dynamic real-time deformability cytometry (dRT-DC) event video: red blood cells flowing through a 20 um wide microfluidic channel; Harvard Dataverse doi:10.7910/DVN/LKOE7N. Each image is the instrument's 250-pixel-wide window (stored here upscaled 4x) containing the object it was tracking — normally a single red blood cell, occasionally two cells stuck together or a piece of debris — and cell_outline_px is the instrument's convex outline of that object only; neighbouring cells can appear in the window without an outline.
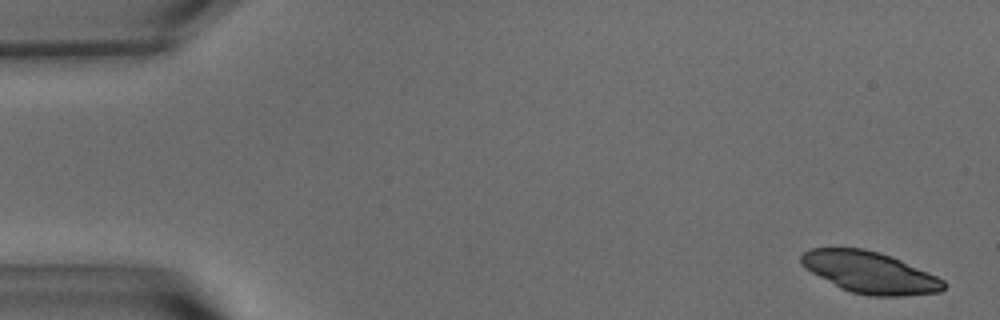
{"species": "common noctule bat (a hibernating species)", "species_latin": "Nyctalus noctula", "temperature_condition": "warm", "stored_images_in_passage": 41, "camera_frame_rate_fps": 3000, "um_per_image_px": 0.085, "animal": {"sex": "male", "body_mass_g": 15.6}, "frame": {"image": 1, "passage_image": 2, "time_ms": 0.333, "image_size_px": [1000, 320], "cell_outline_px": [[944, 288], [940, 292], [904, 296], [868, 296], [852, 292], [840, 288], [804, 268], [800, 264], [800, 256], [808, 248], [864, 248], [880, 252], [900, 260], [936, 276], [944, 280]], "centroid_in_image_um": [73.9, 23.15], "position_along_channel_um": 11.1, "area_um2": 34.39}}